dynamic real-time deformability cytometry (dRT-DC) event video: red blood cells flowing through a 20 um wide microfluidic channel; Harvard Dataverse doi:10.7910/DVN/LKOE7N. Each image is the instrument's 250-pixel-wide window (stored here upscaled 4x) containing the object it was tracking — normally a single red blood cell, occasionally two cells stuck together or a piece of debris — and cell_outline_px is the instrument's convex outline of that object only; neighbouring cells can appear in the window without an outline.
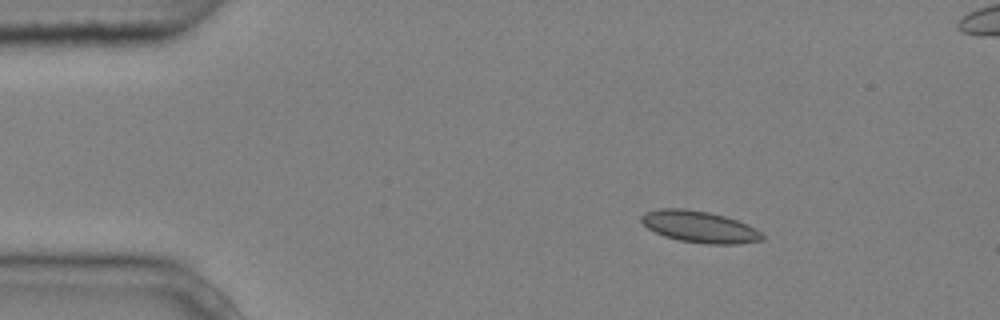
{"species": "common noctule bat (a hibernating species)", "species_latin": "Nyctalus noctula", "temperature_condition": "cold", "stored_images_in_passage": 5, "camera_frame_rate_fps": 3000, "um_per_image_px": 0.085, "animal": {"sex": "male", "body_mass_g": 20.4}, "frame": {"image": 1, "passage_image": 2, "time_ms": 0.333, "image_size_px": [1000, 320], "cell_outline_px": [[764, 240], [736, 244], [708, 244], [680, 240], [664, 236], [648, 228], [640, 220], [640, 216], [644, 212], [660, 208], [684, 208], [708, 212], [724, 216], [748, 224], [756, 228], [764, 236]], "centroid_in_image_um": [59.46, 19.27], "position_along_channel_um": 25.5, "area_um2": 22.25}}